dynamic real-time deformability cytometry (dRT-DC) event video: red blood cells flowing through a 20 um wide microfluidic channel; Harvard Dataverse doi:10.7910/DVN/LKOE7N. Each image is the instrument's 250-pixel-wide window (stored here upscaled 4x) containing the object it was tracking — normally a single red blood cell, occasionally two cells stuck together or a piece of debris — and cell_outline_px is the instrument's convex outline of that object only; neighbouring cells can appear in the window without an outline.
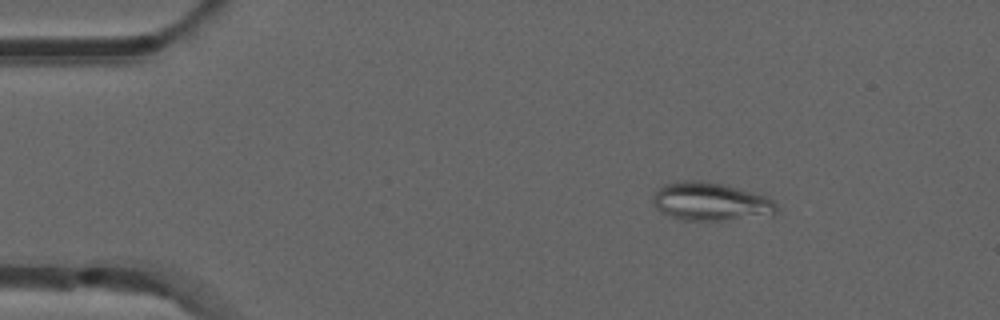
{"species": "common noctule bat (a hibernating species)", "species_latin": "Nyctalus noctula", "temperature_condition": "room temperature", "stored_images_in_passage": 46, "camera_frame_rate_fps": 3000, "um_per_image_px": 0.085, "animal": {"sex": "male", "forearm_length_mm": 52.5}, "frame": {"image": 1, "passage_image": 1, "time_ms": 0.0, "image_size_px": [1000, 320], "cell_outline_px": [[780, 208], [772, 216], [720, 220], [684, 220], [668, 216], [660, 212], [652, 204], [652, 200], [656, 192], [664, 184], [680, 180], [696, 180], [724, 184], [768, 196]], "centroid_in_image_um": [60.43, 17.14], "position_along_channel_um": 24.6, "area_um2": 27.86}}
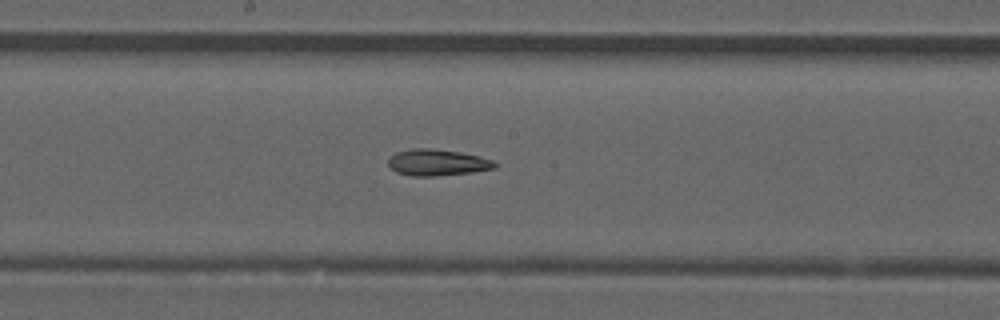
{"frame": {"image": 2, "passage_image": 21, "time_ms": 6.667, "image_size_px": [1000, 320], "cell_outline_px": [[496, 168], [472, 172], [436, 176], [412, 176], [396, 172], [388, 164], [388, 160], [396, 152], [412, 148], [432, 148], [460, 152], [480, 156], [492, 160], [496, 164]], "centroid_in_image_um": [37.17, 13.81], "position_along_channel_um": 211.0, "area_um2": 16.36}}
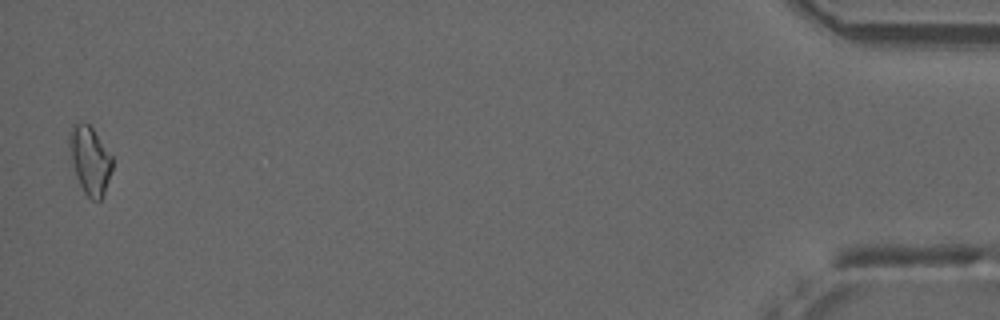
{"frame": {"image": 3, "passage_image": 45, "time_ms": 14.667, "image_size_px": [1000, 320], "cell_outline_px": [[112, 168], [104, 192], [100, 200], [92, 200], [84, 192], [76, 176], [72, 164], [68, 144], [68, 132], [72, 124], [80, 120], [88, 124], [92, 128], [112, 156]], "centroid_in_image_um": [7.6, 13.56], "position_along_channel_um": 427.6, "area_um2": 16.99}, "authors_computed_cell_mechanics": {"area_um2": 16.2707, "velocity_mm_per_s": 3.8787, "shape_relaxation_time_tau1_ms": null, "shape_relaxation_time_tau2_ms": 9.0253, "deformation_change_tau1": null, "deformation_change_tau2": 0.1987}}